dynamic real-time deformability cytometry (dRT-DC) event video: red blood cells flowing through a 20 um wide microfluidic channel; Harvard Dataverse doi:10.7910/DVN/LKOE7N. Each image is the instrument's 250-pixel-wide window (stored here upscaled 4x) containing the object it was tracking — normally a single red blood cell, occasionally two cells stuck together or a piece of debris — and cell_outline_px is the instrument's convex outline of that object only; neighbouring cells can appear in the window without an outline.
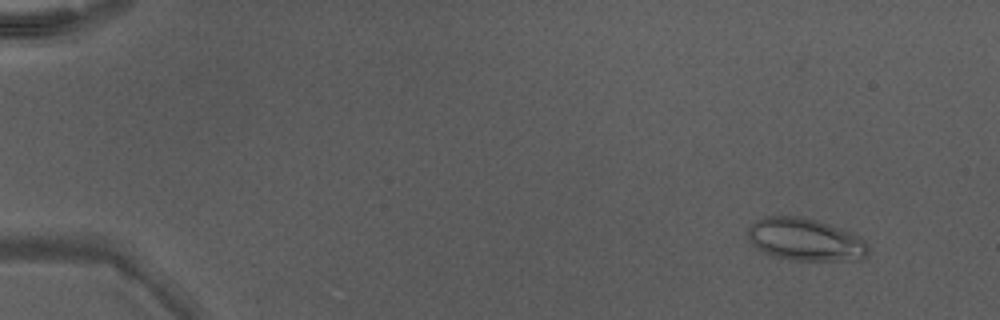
{"species": "Egyptian fruit bat (a non-hibernating species)", "species_latin": "Rousettus aegyptiacus", "temperature_condition": "warm", "stored_images_in_passage": 49, "camera_frame_rate_fps": 3000, "um_per_image_px": 0.085, "animal": {"sex": "male"}, "frame": {"image": 1, "passage_image": 5, "time_ms": 1.333, "image_size_px": [1000, 320], "cell_outline_px": [[868, 256], [864, 260], [792, 260], [776, 256], [764, 252], [756, 248], [752, 244], [748, 236], [748, 228], [756, 220], [764, 216], [800, 216], [816, 220], [828, 224], [860, 236], [868, 244]], "centroid_in_image_um": [68.47, 20.37], "position_along_channel_um": 16.5, "area_um2": 29.82}}
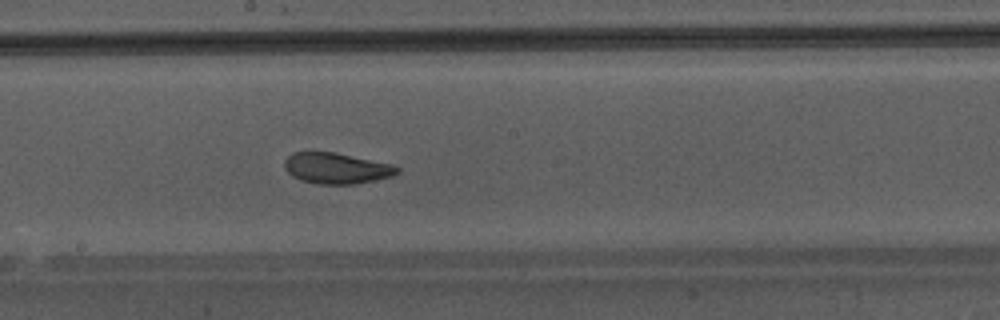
{"frame": {"image": 2, "passage_image": 29, "time_ms": 9.333, "image_size_px": [1000, 320], "cell_outline_px": [[400, 172], [392, 176], [356, 184], [316, 184], [300, 180], [292, 176], [284, 168], [284, 160], [292, 152], [336, 152], [392, 164], [400, 168]], "centroid_in_image_um": [28.59, 14.3], "position_along_channel_um": 219.6, "area_um2": 20.46}}
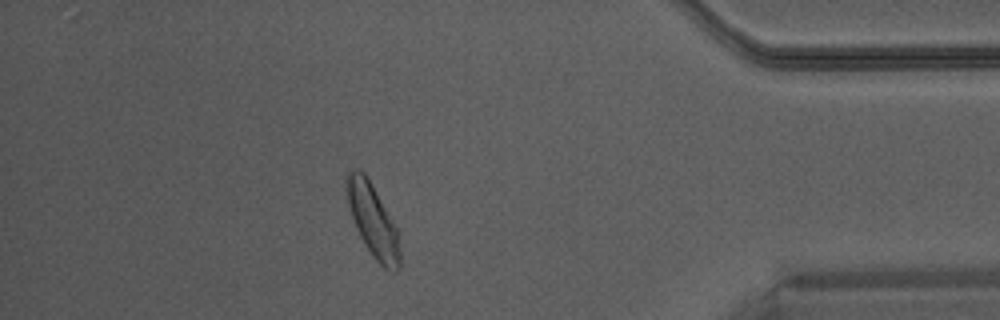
{"frame": {"image": 3, "passage_image": 44, "time_ms": 14.333, "image_size_px": [1000, 320], "cell_outline_px": [[400, 272], [392, 272], [384, 268], [372, 256], [364, 244], [356, 228], [348, 204], [344, 188], [344, 180], [348, 172], [352, 168], [356, 168], [364, 172], [372, 184], [400, 232]], "centroid_in_image_um": [31.7, 18.74], "position_along_channel_um": 403.5, "area_um2": 23.24}}